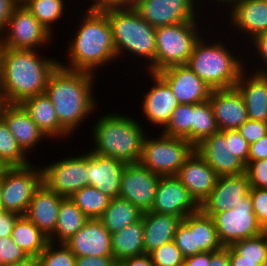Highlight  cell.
I'll list each match as a JSON object with an SVG mask.
<instances>
[{
    "instance_id": "30",
    "label": "cell",
    "mask_w": 267,
    "mask_h": 266,
    "mask_svg": "<svg viewBox=\"0 0 267 266\" xmlns=\"http://www.w3.org/2000/svg\"><path fill=\"white\" fill-rule=\"evenodd\" d=\"M112 255L116 262L144 253L143 219L111 234Z\"/></svg>"
},
{
    "instance_id": "34",
    "label": "cell",
    "mask_w": 267,
    "mask_h": 266,
    "mask_svg": "<svg viewBox=\"0 0 267 266\" xmlns=\"http://www.w3.org/2000/svg\"><path fill=\"white\" fill-rule=\"evenodd\" d=\"M11 238L27 256H39L49 242V238L26 216H20L13 227Z\"/></svg>"
},
{
    "instance_id": "29",
    "label": "cell",
    "mask_w": 267,
    "mask_h": 266,
    "mask_svg": "<svg viewBox=\"0 0 267 266\" xmlns=\"http://www.w3.org/2000/svg\"><path fill=\"white\" fill-rule=\"evenodd\" d=\"M21 105L48 139H64L71 136L61 126L54 105L46 93L29 97Z\"/></svg>"
},
{
    "instance_id": "24",
    "label": "cell",
    "mask_w": 267,
    "mask_h": 266,
    "mask_svg": "<svg viewBox=\"0 0 267 266\" xmlns=\"http://www.w3.org/2000/svg\"><path fill=\"white\" fill-rule=\"evenodd\" d=\"M229 7L230 28L248 35L249 41L256 35L267 31L266 0H235ZM231 13V14H230Z\"/></svg>"
},
{
    "instance_id": "50",
    "label": "cell",
    "mask_w": 267,
    "mask_h": 266,
    "mask_svg": "<svg viewBox=\"0 0 267 266\" xmlns=\"http://www.w3.org/2000/svg\"><path fill=\"white\" fill-rule=\"evenodd\" d=\"M136 0H93L88 10L104 12L110 9L132 8Z\"/></svg>"
},
{
    "instance_id": "63",
    "label": "cell",
    "mask_w": 267,
    "mask_h": 266,
    "mask_svg": "<svg viewBox=\"0 0 267 266\" xmlns=\"http://www.w3.org/2000/svg\"><path fill=\"white\" fill-rule=\"evenodd\" d=\"M18 4H23L26 0H15Z\"/></svg>"
},
{
    "instance_id": "51",
    "label": "cell",
    "mask_w": 267,
    "mask_h": 266,
    "mask_svg": "<svg viewBox=\"0 0 267 266\" xmlns=\"http://www.w3.org/2000/svg\"><path fill=\"white\" fill-rule=\"evenodd\" d=\"M267 159V134L249 146L248 163Z\"/></svg>"
},
{
    "instance_id": "31",
    "label": "cell",
    "mask_w": 267,
    "mask_h": 266,
    "mask_svg": "<svg viewBox=\"0 0 267 266\" xmlns=\"http://www.w3.org/2000/svg\"><path fill=\"white\" fill-rule=\"evenodd\" d=\"M182 222L190 231H194L195 248H199V253L215 252L223 247L218 239L212 217L206 215L201 209L187 215Z\"/></svg>"
},
{
    "instance_id": "38",
    "label": "cell",
    "mask_w": 267,
    "mask_h": 266,
    "mask_svg": "<svg viewBox=\"0 0 267 266\" xmlns=\"http://www.w3.org/2000/svg\"><path fill=\"white\" fill-rule=\"evenodd\" d=\"M65 0H26L23 5L53 35L54 24L64 16Z\"/></svg>"
},
{
    "instance_id": "57",
    "label": "cell",
    "mask_w": 267,
    "mask_h": 266,
    "mask_svg": "<svg viewBox=\"0 0 267 266\" xmlns=\"http://www.w3.org/2000/svg\"><path fill=\"white\" fill-rule=\"evenodd\" d=\"M122 266H154L150 254L129 257L120 261Z\"/></svg>"
},
{
    "instance_id": "35",
    "label": "cell",
    "mask_w": 267,
    "mask_h": 266,
    "mask_svg": "<svg viewBox=\"0 0 267 266\" xmlns=\"http://www.w3.org/2000/svg\"><path fill=\"white\" fill-rule=\"evenodd\" d=\"M217 131L219 129L210 101L192 104V145L196 147Z\"/></svg>"
},
{
    "instance_id": "27",
    "label": "cell",
    "mask_w": 267,
    "mask_h": 266,
    "mask_svg": "<svg viewBox=\"0 0 267 266\" xmlns=\"http://www.w3.org/2000/svg\"><path fill=\"white\" fill-rule=\"evenodd\" d=\"M3 120L16 139L17 144L27 153L48 138L31 119L29 113L21 104H9L3 115ZM29 151V152H28Z\"/></svg>"
},
{
    "instance_id": "39",
    "label": "cell",
    "mask_w": 267,
    "mask_h": 266,
    "mask_svg": "<svg viewBox=\"0 0 267 266\" xmlns=\"http://www.w3.org/2000/svg\"><path fill=\"white\" fill-rule=\"evenodd\" d=\"M160 133L188 140L192 144V104H178Z\"/></svg>"
},
{
    "instance_id": "37",
    "label": "cell",
    "mask_w": 267,
    "mask_h": 266,
    "mask_svg": "<svg viewBox=\"0 0 267 266\" xmlns=\"http://www.w3.org/2000/svg\"><path fill=\"white\" fill-rule=\"evenodd\" d=\"M28 158V159H27ZM28 155L17 144L4 120L0 121V166L21 167L30 164Z\"/></svg>"
},
{
    "instance_id": "48",
    "label": "cell",
    "mask_w": 267,
    "mask_h": 266,
    "mask_svg": "<svg viewBox=\"0 0 267 266\" xmlns=\"http://www.w3.org/2000/svg\"><path fill=\"white\" fill-rule=\"evenodd\" d=\"M250 144L240 135L238 130H229V150L245 165L248 164Z\"/></svg>"
},
{
    "instance_id": "58",
    "label": "cell",
    "mask_w": 267,
    "mask_h": 266,
    "mask_svg": "<svg viewBox=\"0 0 267 266\" xmlns=\"http://www.w3.org/2000/svg\"><path fill=\"white\" fill-rule=\"evenodd\" d=\"M230 266H260L257 261L239 260V254L228 246Z\"/></svg>"
},
{
    "instance_id": "42",
    "label": "cell",
    "mask_w": 267,
    "mask_h": 266,
    "mask_svg": "<svg viewBox=\"0 0 267 266\" xmlns=\"http://www.w3.org/2000/svg\"><path fill=\"white\" fill-rule=\"evenodd\" d=\"M154 265H183L184 256L174 241L163 244L150 253Z\"/></svg>"
},
{
    "instance_id": "8",
    "label": "cell",
    "mask_w": 267,
    "mask_h": 266,
    "mask_svg": "<svg viewBox=\"0 0 267 266\" xmlns=\"http://www.w3.org/2000/svg\"><path fill=\"white\" fill-rule=\"evenodd\" d=\"M32 164L1 169L0 203L3 211L20 216L26 214L35 191L43 183L42 167Z\"/></svg>"
},
{
    "instance_id": "66",
    "label": "cell",
    "mask_w": 267,
    "mask_h": 266,
    "mask_svg": "<svg viewBox=\"0 0 267 266\" xmlns=\"http://www.w3.org/2000/svg\"><path fill=\"white\" fill-rule=\"evenodd\" d=\"M154 266H170V265H154ZM175 266H183V265H175Z\"/></svg>"
},
{
    "instance_id": "46",
    "label": "cell",
    "mask_w": 267,
    "mask_h": 266,
    "mask_svg": "<svg viewBox=\"0 0 267 266\" xmlns=\"http://www.w3.org/2000/svg\"><path fill=\"white\" fill-rule=\"evenodd\" d=\"M27 254L18 247L11 236L0 238V259H3V266L24 260Z\"/></svg>"
},
{
    "instance_id": "53",
    "label": "cell",
    "mask_w": 267,
    "mask_h": 266,
    "mask_svg": "<svg viewBox=\"0 0 267 266\" xmlns=\"http://www.w3.org/2000/svg\"><path fill=\"white\" fill-rule=\"evenodd\" d=\"M114 257L82 256L76 258L75 266H113Z\"/></svg>"
},
{
    "instance_id": "20",
    "label": "cell",
    "mask_w": 267,
    "mask_h": 266,
    "mask_svg": "<svg viewBox=\"0 0 267 266\" xmlns=\"http://www.w3.org/2000/svg\"><path fill=\"white\" fill-rule=\"evenodd\" d=\"M125 163L88 150V185L94 186L111 199L119 197L121 176Z\"/></svg>"
},
{
    "instance_id": "4",
    "label": "cell",
    "mask_w": 267,
    "mask_h": 266,
    "mask_svg": "<svg viewBox=\"0 0 267 266\" xmlns=\"http://www.w3.org/2000/svg\"><path fill=\"white\" fill-rule=\"evenodd\" d=\"M93 125L91 152L115 158L125 164L139 163L147 133L132 116L102 114Z\"/></svg>"
},
{
    "instance_id": "60",
    "label": "cell",
    "mask_w": 267,
    "mask_h": 266,
    "mask_svg": "<svg viewBox=\"0 0 267 266\" xmlns=\"http://www.w3.org/2000/svg\"><path fill=\"white\" fill-rule=\"evenodd\" d=\"M9 104L6 96L0 90V121L3 120L4 111Z\"/></svg>"
},
{
    "instance_id": "1",
    "label": "cell",
    "mask_w": 267,
    "mask_h": 266,
    "mask_svg": "<svg viewBox=\"0 0 267 266\" xmlns=\"http://www.w3.org/2000/svg\"><path fill=\"white\" fill-rule=\"evenodd\" d=\"M96 74L58 65L48 79L45 93L56 110L61 126L70 134L97 110L94 95ZM96 108V109H95Z\"/></svg>"
},
{
    "instance_id": "7",
    "label": "cell",
    "mask_w": 267,
    "mask_h": 266,
    "mask_svg": "<svg viewBox=\"0 0 267 266\" xmlns=\"http://www.w3.org/2000/svg\"><path fill=\"white\" fill-rule=\"evenodd\" d=\"M197 21L156 28L155 73L172 66L187 65L196 42L202 36V30L196 27Z\"/></svg>"
},
{
    "instance_id": "9",
    "label": "cell",
    "mask_w": 267,
    "mask_h": 266,
    "mask_svg": "<svg viewBox=\"0 0 267 266\" xmlns=\"http://www.w3.org/2000/svg\"><path fill=\"white\" fill-rule=\"evenodd\" d=\"M145 136L139 163L160 176H176L195 147L186 139L160 133Z\"/></svg>"
},
{
    "instance_id": "5",
    "label": "cell",
    "mask_w": 267,
    "mask_h": 266,
    "mask_svg": "<svg viewBox=\"0 0 267 266\" xmlns=\"http://www.w3.org/2000/svg\"><path fill=\"white\" fill-rule=\"evenodd\" d=\"M109 20L117 59L126 56L123 53L144 58L147 61L146 72L155 73L156 28L145 21L132 8L110 9L103 12Z\"/></svg>"
},
{
    "instance_id": "36",
    "label": "cell",
    "mask_w": 267,
    "mask_h": 266,
    "mask_svg": "<svg viewBox=\"0 0 267 266\" xmlns=\"http://www.w3.org/2000/svg\"><path fill=\"white\" fill-rule=\"evenodd\" d=\"M70 199L88 219H99L111 200L94 186L89 185L75 192Z\"/></svg>"
},
{
    "instance_id": "23",
    "label": "cell",
    "mask_w": 267,
    "mask_h": 266,
    "mask_svg": "<svg viewBox=\"0 0 267 266\" xmlns=\"http://www.w3.org/2000/svg\"><path fill=\"white\" fill-rule=\"evenodd\" d=\"M209 101L219 131L237 130L248 119L244 98L236 87L213 89Z\"/></svg>"
},
{
    "instance_id": "62",
    "label": "cell",
    "mask_w": 267,
    "mask_h": 266,
    "mask_svg": "<svg viewBox=\"0 0 267 266\" xmlns=\"http://www.w3.org/2000/svg\"><path fill=\"white\" fill-rule=\"evenodd\" d=\"M2 55H3V46L0 43V85H1V76H2Z\"/></svg>"
},
{
    "instance_id": "25",
    "label": "cell",
    "mask_w": 267,
    "mask_h": 266,
    "mask_svg": "<svg viewBox=\"0 0 267 266\" xmlns=\"http://www.w3.org/2000/svg\"><path fill=\"white\" fill-rule=\"evenodd\" d=\"M61 195L51 191L44 183L35 191L26 216L39 230L49 237L56 228Z\"/></svg>"
},
{
    "instance_id": "65",
    "label": "cell",
    "mask_w": 267,
    "mask_h": 266,
    "mask_svg": "<svg viewBox=\"0 0 267 266\" xmlns=\"http://www.w3.org/2000/svg\"><path fill=\"white\" fill-rule=\"evenodd\" d=\"M113 266H122V264L120 262H115Z\"/></svg>"
},
{
    "instance_id": "47",
    "label": "cell",
    "mask_w": 267,
    "mask_h": 266,
    "mask_svg": "<svg viewBox=\"0 0 267 266\" xmlns=\"http://www.w3.org/2000/svg\"><path fill=\"white\" fill-rule=\"evenodd\" d=\"M237 130L251 144L267 134V122L247 119Z\"/></svg>"
},
{
    "instance_id": "15",
    "label": "cell",
    "mask_w": 267,
    "mask_h": 266,
    "mask_svg": "<svg viewBox=\"0 0 267 266\" xmlns=\"http://www.w3.org/2000/svg\"><path fill=\"white\" fill-rule=\"evenodd\" d=\"M199 209L200 205L176 176H160L151 212L171 214L184 219Z\"/></svg>"
},
{
    "instance_id": "44",
    "label": "cell",
    "mask_w": 267,
    "mask_h": 266,
    "mask_svg": "<svg viewBox=\"0 0 267 266\" xmlns=\"http://www.w3.org/2000/svg\"><path fill=\"white\" fill-rule=\"evenodd\" d=\"M253 212L258 223L264 230L267 229V188H250Z\"/></svg>"
},
{
    "instance_id": "22",
    "label": "cell",
    "mask_w": 267,
    "mask_h": 266,
    "mask_svg": "<svg viewBox=\"0 0 267 266\" xmlns=\"http://www.w3.org/2000/svg\"><path fill=\"white\" fill-rule=\"evenodd\" d=\"M76 257H113L111 233L99 219H89L84 226L64 243Z\"/></svg>"
},
{
    "instance_id": "43",
    "label": "cell",
    "mask_w": 267,
    "mask_h": 266,
    "mask_svg": "<svg viewBox=\"0 0 267 266\" xmlns=\"http://www.w3.org/2000/svg\"><path fill=\"white\" fill-rule=\"evenodd\" d=\"M173 241L184 257L199 254V248H195L194 231H190L182 221L177 227Z\"/></svg>"
},
{
    "instance_id": "12",
    "label": "cell",
    "mask_w": 267,
    "mask_h": 266,
    "mask_svg": "<svg viewBox=\"0 0 267 266\" xmlns=\"http://www.w3.org/2000/svg\"><path fill=\"white\" fill-rule=\"evenodd\" d=\"M42 172L43 183L51 191L63 198H70L75 192L88 186L87 151L44 165Z\"/></svg>"
},
{
    "instance_id": "41",
    "label": "cell",
    "mask_w": 267,
    "mask_h": 266,
    "mask_svg": "<svg viewBox=\"0 0 267 266\" xmlns=\"http://www.w3.org/2000/svg\"><path fill=\"white\" fill-rule=\"evenodd\" d=\"M38 258L40 266H75L77 257L64 243L49 241Z\"/></svg>"
},
{
    "instance_id": "56",
    "label": "cell",
    "mask_w": 267,
    "mask_h": 266,
    "mask_svg": "<svg viewBox=\"0 0 267 266\" xmlns=\"http://www.w3.org/2000/svg\"><path fill=\"white\" fill-rule=\"evenodd\" d=\"M210 262V252H202L184 258L183 266H208Z\"/></svg>"
},
{
    "instance_id": "55",
    "label": "cell",
    "mask_w": 267,
    "mask_h": 266,
    "mask_svg": "<svg viewBox=\"0 0 267 266\" xmlns=\"http://www.w3.org/2000/svg\"><path fill=\"white\" fill-rule=\"evenodd\" d=\"M208 266H230L228 246L220 250L210 252V262Z\"/></svg>"
},
{
    "instance_id": "2",
    "label": "cell",
    "mask_w": 267,
    "mask_h": 266,
    "mask_svg": "<svg viewBox=\"0 0 267 266\" xmlns=\"http://www.w3.org/2000/svg\"><path fill=\"white\" fill-rule=\"evenodd\" d=\"M37 50L3 48L0 90L10 104L45 93L48 79L59 60Z\"/></svg>"
},
{
    "instance_id": "19",
    "label": "cell",
    "mask_w": 267,
    "mask_h": 266,
    "mask_svg": "<svg viewBox=\"0 0 267 266\" xmlns=\"http://www.w3.org/2000/svg\"><path fill=\"white\" fill-rule=\"evenodd\" d=\"M147 73L151 81H154V85L148 92L142 94L141 111L150 124L163 128L178 106V102L169 85L157 73Z\"/></svg>"
},
{
    "instance_id": "40",
    "label": "cell",
    "mask_w": 267,
    "mask_h": 266,
    "mask_svg": "<svg viewBox=\"0 0 267 266\" xmlns=\"http://www.w3.org/2000/svg\"><path fill=\"white\" fill-rule=\"evenodd\" d=\"M231 247L239 254V260L257 261L261 265L267 258V232L237 241Z\"/></svg>"
},
{
    "instance_id": "54",
    "label": "cell",
    "mask_w": 267,
    "mask_h": 266,
    "mask_svg": "<svg viewBox=\"0 0 267 266\" xmlns=\"http://www.w3.org/2000/svg\"><path fill=\"white\" fill-rule=\"evenodd\" d=\"M18 5L15 0H0V36L6 28L8 19Z\"/></svg>"
},
{
    "instance_id": "52",
    "label": "cell",
    "mask_w": 267,
    "mask_h": 266,
    "mask_svg": "<svg viewBox=\"0 0 267 266\" xmlns=\"http://www.w3.org/2000/svg\"><path fill=\"white\" fill-rule=\"evenodd\" d=\"M20 215L10 212L1 211L0 212V238L11 236L14 224Z\"/></svg>"
},
{
    "instance_id": "16",
    "label": "cell",
    "mask_w": 267,
    "mask_h": 266,
    "mask_svg": "<svg viewBox=\"0 0 267 266\" xmlns=\"http://www.w3.org/2000/svg\"><path fill=\"white\" fill-rule=\"evenodd\" d=\"M157 74L169 85L178 104L205 102L213 90L188 65L172 66Z\"/></svg>"
},
{
    "instance_id": "21",
    "label": "cell",
    "mask_w": 267,
    "mask_h": 266,
    "mask_svg": "<svg viewBox=\"0 0 267 266\" xmlns=\"http://www.w3.org/2000/svg\"><path fill=\"white\" fill-rule=\"evenodd\" d=\"M249 190L250 183L246 173L218 177L213 191L200 205V209L205 214H216L233 209L249 194Z\"/></svg>"
},
{
    "instance_id": "64",
    "label": "cell",
    "mask_w": 267,
    "mask_h": 266,
    "mask_svg": "<svg viewBox=\"0 0 267 266\" xmlns=\"http://www.w3.org/2000/svg\"><path fill=\"white\" fill-rule=\"evenodd\" d=\"M260 266H267V258L263 261V263Z\"/></svg>"
},
{
    "instance_id": "32",
    "label": "cell",
    "mask_w": 267,
    "mask_h": 266,
    "mask_svg": "<svg viewBox=\"0 0 267 266\" xmlns=\"http://www.w3.org/2000/svg\"><path fill=\"white\" fill-rule=\"evenodd\" d=\"M89 219L70 198L61 201L55 231L48 237L50 242L65 243L73 237Z\"/></svg>"
},
{
    "instance_id": "45",
    "label": "cell",
    "mask_w": 267,
    "mask_h": 266,
    "mask_svg": "<svg viewBox=\"0 0 267 266\" xmlns=\"http://www.w3.org/2000/svg\"><path fill=\"white\" fill-rule=\"evenodd\" d=\"M245 173L250 188H267V159L249 162Z\"/></svg>"
},
{
    "instance_id": "14",
    "label": "cell",
    "mask_w": 267,
    "mask_h": 266,
    "mask_svg": "<svg viewBox=\"0 0 267 266\" xmlns=\"http://www.w3.org/2000/svg\"><path fill=\"white\" fill-rule=\"evenodd\" d=\"M196 4L194 0H136L133 8L152 27L157 28L198 20Z\"/></svg>"
},
{
    "instance_id": "17",
    "label": "cell",
    "mask_w": 267,
    "mask_h": 266,
    "mask_svg": "<svg viewBox=\"0 0 267 266\" xmlns=\"http://www.w3.org/2000/svg\"><path fill=\"white\" fill-rule=\"evenodd\" d=\"M218 177L245 173L246 165L229 150V130L217 131L195 147Z\"/></svg>"
},
{
    "instance_id": "11",
    "label": "cell",
    "mask_w": 267,
    "mask_h": 266,
    "mask_svg": "<svg viewBox=\"0 0 267 266\" xmlns=\"http://www.w3.org/2000/svg\"><path fill=\"white\" fill-rule=\"evenodd\" d=\"M206 215L212 217L218 239L223 247L231 246L237 241L257 236L265 231L253 212L249 194L233 209Z\"/></svg>"
},
{
    "instance_id": "59",
    "label": "cell",
    "mask_w": 267,
    "mask_h": 266,
    "mask_svg": "<svg viewBox=\"0 0 267 266\" xmlns=\"http://www.w3.org/2000/svg\"><path fill=\"white\" fill-rule=\"evenodd\" d=\"M7 266H40V261L37 256H27L24 260Z\"/></svg>"
},
{
    "instance_id": "26",
    "label": "cell",
    "mask_w": 267,
    "mask_h": 266,
    "mask_svg": "<svg viewBox=\"0 0 267 266\" xmlns=\"http://www.w3.org/2000/svg\"><path fill=\"white\" fill-rule=\"evenodd\" d=\"M248 69L241 72L235 87L244 98L248 119L267 122V75L252 69L251 74L246 73Z\"/></svg>"
},
{
    "instance_id": "18",
    "label": "cell",
    "mask_w": 267,
    "mask_h": 266,
    "mask_svg": "<svg viewBox=\"0 0 267 266\" xmlns=\"http://www.w3.org/2000/svg\"><path fill=\"white\" fill-rule=\"evenodd\" d=\"M176 177L199 205L213 191L218 179L214 169L196 149L186 158Z\"/></svg>"
},
{
    "instance_id": "3",
    "label": "cell",
    "mask_w": 267,
    "mask_h": 266,
    "mask_svg": "<svg viewBox=\"0 0 267 266\" xmlns=\"http://www.w3.org/2000/svg\"><path fill=\"white\" fill-rule=\"evenodd\" d=\"M81 16L82 23H79L66 50L69 62L60 61L59 65L95 74L96 69H101L114 60L117 62L112 29L103 12L86 10Z\"/></svg>"
},
{
    "instance_id": "33",
    "label": "cell",
    "mask_w": 267,
    "mask_h": 266,
    "mask_svg": "<svg viewBox=\"0 0 267 266\" xmlns=\"http://www.w3.org/2000/svg\"><path fill=\"white\" fill-rule=\"evenodd\" d=\"M143 212L127 199L115 197L99 218L104 228L111 234L122 230L142 218Z\"/></svg>"
},
{
    "instance_id": "61",
    "label": "cell",
    "mask_w": 267,
    "mask_h": 266,
    "mask_svg": "<svg viewBox=\"0 0 267 266\" xmlns=\"http://www.w3.org/2000/svg\"><path fill=\"white\" fill-rule=\"evenodd\" d=\"M195 1V0H194ZM200 0H197V2H199ZM212 2L213 1H216L217 2V6H220V3L223 4V5H226V6H230L235 0H211Z\"/></svg>"
},
{
    "instance_id": "28",
    "label": "cell",
    "mask_w": 267,
    "mask_h": 266,
    "mask_svg": "<svg viewBox=\"0 0 267 266\" xmlns=\"http://www.w3.org/2000/svg\"><path fill=\"white\" fill-rule=\"evenodd\" d=\"M144 226V253L150 254L163 244L173 241L182 218L171 214L145 211L142 215Z\"/></svg>"
},
{
    "instance_id": "13",
    "label": "cell",
    "mask_w": 267,
    "mask_h": 266,
    "mask_svg": "<svg viewBox=\"0 0 267 266\" xmlns=\"http://www.w3.org/2000/svg\"><path fill=\"white\" fill-rule=\"evenodd\" d=\"M160 175L140 163L126 164L120 185L119 197L127 199L142 212L150 211L156 196Z\"/></svg>"
},
{
    "instance_id": "6",
    "label": "cell",
    "mask_w": 267,
    "mask_h": 266,
    "mask_svg": "<svg viewBox=\"0 0 267 266\" xmlns=\"http://www.w3.org/2000/svg\"><path fill=\"white\" fill-rule=\"evenodd\" d=\"M203 35L196 42L187 65L212 89L233 88L248 66L221 40L207 43Z\"/></svg>"
},
{
    "instance_id": "67",
    "label": "cell",
    "mask_w": 267,
    "mask_h": 266,
    "mask_svg": "<svg viewBox=\"0 0 267 266\" xmlns=\"http://www.w3.org/2000/svg\"><path fill=\"white\" fill-rule=\"evenodd\" d=\"M0 266H3V259H0Z\"/></svg>"
},
{
    "instance_id": "10",
    "label": "cell",
    "mask_w": 267,
    "mask_h": 266,
    "mask_svg": "<svg viewBox=\"0 0 267 266\" xmlns=\"http://www.w3.org/2000/svg\"><path fill=\"white\" fill-rule=\"evenodd\" d=\"M52 36L23 4H19L8 19L0 43L3 48L38 50V47L48 46L54 39Z\"/></svg>"
},
{
    "instance_id": "49",
    "label": "cell",
    "mask_w": 267,
    "mask_h": 266,
    "mask_svg": "<svg viewBox=\"0 0 267 266\" xmlns=\"http://www.w3.org/2000/svg\"><path fill=\"white\" fill-rule=\"evenodd\" d=\"M248 42L252 43L251 45L254 47L253 50H256L254 52L255 53L257 52L256 53L257 55L255 54V56H257L256 58L258 60L260 58V61L263 64L262 65L259 63L258 67L260 65L261 66L259 68H253V70H254L253 72L258 73V74L267 75V31L256 35L252 40H250Z\"/></svg>"
}]
</instances>
